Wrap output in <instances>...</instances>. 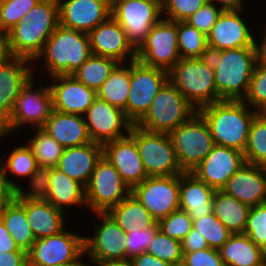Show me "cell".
Wrapping results in <instances>:
<instances>
[{"label": "cell", "instance_id": "6da1fadb", "mask_svg": "<svg viewBox=\"0 0 266 266\" xmlns=\"http://www.w3.org/2000/svg\"><path fill=\"white\" fill-rule=\"evenodd\" d=\"M214 143L244 152L251 123L259 113L243 100H220L198 110Z\"/></svg>", "mask_w": 266, "mask_h": 266}, {"label": "cell", "instance_id": "7a4b0ae2", "mask_svg": "<svg viewBox=\"0 0 266 266\" xmlns=\"http://www.w3.org/2000/svg\"><path fill=\"white\" fill-rule=\"evenodd\" d=\"M58 25V0H40L7 32L12 55L33 62Z\"/></svg>", "mask_w": 266, "mask_h": 266}, {"label": "cell", "instance_id": "3957f363", "mask_svg": "<svg viewBox=\"0 0 266 266\" xmlns=\"http://www.w3.org/2000/svg\"><path fill=\"white\" fill-rule=\"evenodd\" d=\"M88 33L57 26L56 30L45 42L42 52L33 61L34 76L37 67L43 65L49 77L56 75H72L91 56ZM40 60V61H39ZM42 60V62H41ZM38 61V63H36ZM41 62L42 64H39ZM35 64V66H34Z\"/></svg>", "mask_w": 266, "mask_h": 266}, {"label": "cell", "instance_id": "277c9868", "mask_svg": "<svg viewBox=\"0 0 266 266\" xmlns=\"http://www.w3.org/2000/svg\"><path fill=\"white\" fill-rule=\"evenodd\" d=\"M258 60V47L222 50L215 72V86L221 100H243Z\"/></svg>", "mask_w": 266, "mask_h": 266}, {"label": "cell", "instance_id": "5b68a950", "mask_svg": "<svg viewBox=\"0 0 266 266\" xmlns=\"http://www.w3.org/2000/svg\"><path fill=\"white\" fill-rule=\"evenodd\" d=\"M33 76L21 89L10 117L0 126V141L17 130L42 128L53 111L52 94L49 85H36ZM16 130V131H15Z\"/></svg>", "mask_w": 266, "mask_h": 266}, {"label": "cell", "instance_id": "8992f818", "mask_svg": "<svg viewBox=\"0 0 266 266\" xmlns=\"http://www.w3.org/2000/svg\"><path fill=\"white\" fill-rule=\"evenodd\" d=\"M168 75L169 81L197 110L221 100L214 70L199 58H181Z\"/></svg>", "mask_w": 266, "mask_h": 266}, {"label": "cell", "instance_id": "52a82bcc", "mask_svg": "<svg viewBox=\"0 0 266 266\" xmlns=\"http://www.w3.org/2000/svg\"><path fill=\"white\" fill-rule=\"evenodd\" d=\"M198 110L168 81L154 97L146 114L135 124L150 131L169 134Z\"/></svg>", "mask_w": 266, "mask_h": 266}, {"label": "cell", "instance_id": "ba28073f", "mask_svg": "<svg viewBox=\"0 0 266 266\" xmlns=\"http://www.w3.org/2000/svg\"><path fill=\"white\" fill-rule=\"evenodd\" d=\"M179 166L191 172L215 145L209 126L197 112L169 133Z\"/></svg>", "mask_w": 266, "mask_h": 266}, {"label": "cell", "instance_id": "9c48e42d", "mask_svg": "<svg viewBox=\"0 0 266 266\" xmlns=\"http://www.w3.org/2000/svg\"><path fill=\"white\" fill-rule=\"evenodd\" d=\"M129 135L136 141L148 177L181 175L169 134L150 132L133 124Z\"/></svg>", "mask_w": 266, "mask_h": 266}, {"label": "cell", "instance_id": "30bf717a", "mask_svg": "<svg viewBox=\"0 0 266 266\" xmlns=\"http://www.w3.org/2000/svg\"><path fill=\"white\" fill-rule=\"evenodd\" d=\"M73 231L66 227L57 234L35 240L27 252L28 266L87 263L84 236Z\"/></svg>", "mask_w": 266, "mask_h": 266}, {"label": "cell", "instance_id": "8fae6325", "mask_svg": "<svg viewBox=\"0 0 266 266\" xmlns=\"http://www.w3.org/2000/svg\"><path fill=\"white\" fill-rule=\"evenodd\" d=\"M91 214L95 215L99 222L95 221L92 225L95 226L94 233L84 236L85 255L90 260L88 266H96L104 261L125 260L126 232L108 212Z\"/></svg>", "mask_w": 266, "mask_h": 266}, {"label": "cell", "instance_id": "7c38bea8", "mask_svg": "<svg viewBox=\"0 0 266 266\" xmlns=\"http://www.w3.org/2000/svg\"><path fill=\"white\" fill-rule=\"evenodd\" d=\"M168 81V71L147 66L137 59L130 62V88L125 115L133 124L146 114L154 97Z\"/></svg>", "mask_w": 266, "mask_h": 266}, {"label": "cell", "instance_id": "4fadbf2b", "mask_svg": "<svg viewBox=\"0 0 266 266\" xmlns=\"http://www.w3.org/2000/svg\"><path fill=\"white\" fill-rule=\"evenodd\" d=\"M111 16L121 25L128 41L138 50L153 25L162 18L161 0H124L111 7Z\"/></svg>", "mask_w": 266, "mask_h": 266}, {"label": "cell", "instance_id": "5bb4252c", "mask_svg": "<svg viewBox=\"0 0 266 266\" xmlns=\"http://www.w3.org/2000/svg\"><path fill=\"white\" fill-rule=\"evenodd\" d=\"M131 191L116 168L102 156L86 186V208L92 213L108 212Z\"/></svg>", "mask_w": 266, "mask_h": 266}, {"label": "cell", "instance_id": "9a60e30c", "mask_svg": "<svg viewBox=\"0 0 266 266\" xmlns=\"http://www.w3.org/2000/svg\"><path fill=\"white\" fill-rule=\"evenodd\" d=\"M136 59L147 66L169 72L181 59L177 22L162 18L153 25L146 41L137 50Z\"/></svg>", "mask_w": 266, "mask_h": 266}, {"label": "cell", "instance_id": "2e32d148", "mask_svg": "<svg viewBox=\"0 0 266 266\" xmlns=\"http://www.w3.org/2000/svg\"><path fill=\"white\" fill-rule=\"evenodd\" d=\"M131 193L159 222L180 209V175L147 177Z\"/></svg>", "mask_w": 266, "mask_h": 266}, {"label": "cell", "instance_id": "e0dca14e", "mask_svg": "<svg viewBox=\"0 0 266 266\" xmlns=\"http://www.w3.org/2000/svg\"><path fill=\"white\" fill-rule=\"evenodd\" d=\"M84 119L91 141L101 145L128 136L133 125L123 110L98 96L84 114Z\"/></svg>", "mask_w": 266, "mask_h": 266}, {"label": "cell", "instance_id": "ac0fdd59", "mask_svg": "<svg viewBox=\"0 0 266 266\" xmlns=\"http://www.w3.org/2000/svg\"><path fill=\"white\" fill-rule=\"evenodd\" d=\"M244 11L245 8L224 10L207 35L208 45L219 50L257 47L258 36L248 25L250 20L245 21Z\"/></svg>", "mask_w": 266, "mask_h": 266}, {"label": "cell", "instance_id": "d6986e66", "mask_svg": "<svg viewBox=\"0 0 266 266\" xmlns=\"http://www.w3.org/2000/svg\"><path fill=\"white\" fill-rule=\"evenodd\" d=\"M36 192L64 213L68 207L71 209L75 205V208L81 205L86 207V187L56 167L42 171V179Z\"/></svg>", "mask_w": 266, "mask_h": 266}, {"label": "cell", "instance_id": "ffe728a7", "mask_svg": "<svg viewBox=\"0 0 266 266\" xmlns=\"http://www.w3.org/2000/svg\"><path fill=\"white\" fill-rule=\"evenodd\" d=\"M16 200L25 208L35 240L59 233L66 227L67 214L43 199L36 191H22Z\"/></svg>", "mask_w": 266, "mask_h": 266}, {"label": "cell", "instance_id": "44dd1931", "mask_svg": "<svg viewBox=\"0 0 266 266\" xmlns=\"http://www.w3.org/2000/svg\"><path fill=\"white\" fill-rule=\"evenodd\" d=\"M88 36L93 55L110 57L118 63H128L137 58V50L112 16L91 30Z\"/></svg>", "mask_w": 266, "mask_h": 266}, {"label": "cell", "instance_id": "7402d4cb", "mask_svg": "<svg viewBox=\"0 0 266 266\" xmlns=\"http://www.w3.org/2000/svg\"><path fill=\"white\" fill-rule=\"evenodd\" d=\"M244 163L243 152L215 144L203 161L191 172L213 189L222 190Z\"/></svg>", "mask_w": 266, "mask_h": 266}, {"label": "cell", "instance_id": "603a6c76", "mask_svg": "<svg viewBox=\"0 0 266 266\" xmlns=\"http://www.w3.org/2000/svg\"><path fill=\"white\" fill-rule=\"evenodd\" d=\"M59 24L89 33L111 16L108 0H58Z\"/></svg>", "mask_w": 266, "mask_h": 266}, {"label": "cell", "instance_id": "cb8c5ba5", "mask_svg": "<svg viewBox=\"0 0 266 266\" xmlns=\"http://www.w3.org/2000/svg\"><path fill=\"white\" fill-rule=\"evenodd\" d=\"M49 84L53 110L84 116L97 97V92L77 80L73 75L50 77Z\"/></svg>", "mask_w": 266, "mask_h": 266}, {"label": "cell", "instance_id": "d4e9b609", "mask_svg": "<svg viewBox=\"0 0 266 266\" xmlns=\"http://www.w3.org/2000/svg\"><path fill=\"white\" fill-rule=\"evenodd\" d=\"M102 148L103 156L116 168L131 190L148 177L136 141L130 135L106 142Z\"/></svg>", "mask_w": 266, "mask_h": 266}, {"label": "cell", "instance_id": "484cf974", "mask_svg": "<svg viewBox=\"0 0 266 266\" xmlns=\"http://www.w3.org/2000/svg\"><path fill=\"white\" fill-rule=\"evenodd\" d=\"M33 62L14 56L0 66V126L10 117L21 89L34 76Z\"/></svg>", "mask_w": 266, "mask_h": 266}, {"label": "cell", "instance_id": "4316f807", "mask_svg": "<svg viewBox=\"0 0 266 266\" xmlns=\"http://www.w3.org/2000/svg\"><path fill=\"white\" fill-rule=\"evenodd\" d=\"M7 154L9 155H7L4 160L0 159V175L19 192L26 190L29 192L36 191L42 179V170L38 167L31 148L27 143L22 145L19 144V146H15V148ZM9 175H11L12 178ZM22 178L28 179L25 185L26 188H23V184L22 186L20 185V180H23ZM16 180H19V182ZM27 186L29 188H27Z\"/></svg>", "mask_w": 266, "mask_h": 266}, {"label": "cell", "instance_id": "83f0119b", "mask_svg": "<svg viewBox=\"0 0 266 266\" xmlns=\"http://www.w3.org/2000/svg\"><path fill=\"white\" fill-rule=\"evenodd\" d=\"M222 190L250 207L266 203V167L245 162Z\"/></svg>", "mask_w": 266, "mask_h": 266}, {"label": "cell", "instance_id": "f1b7e54d", "mask_svg": "<svg viewBox=\"0 0 266 266\" xmlns=\"http://www.w3.org/2000/svg\"><path fill=\"white\" fill-rule=\"evenodd\" d=\"M102 156V145L96 142L67 147L64 148L56 168L86 187Z\"/></svg>", "mask_w": 266, "mask_h": 266}, {"label": "cell", "instance_id": "f546056e", "mask_svg": "<svg viewBox=\"0 0 266 266\" xmlns=\"http://www.w3.org/2000/svg\"><path fill=\"white\" fill-rule=\"evenodd\" d=\"M214 193L215 189L192 172H183L180 175L179 208L188 212L193 220L213 213Z\"/></svg>", "mask_w": 266, "mask_h": 266}, {"label": "cell", "instance_id": "4dcf8cb0", "mask_svg": "<svg viewBox=\"0 0 266 266\" xmlns=\"http://www.w3.org/2000/svg\"><path fill=\"white\" fill-rule=\"evenodd\" d=\"M42 129L64 148L92 142L84 116L81 115L53 110Z\"/></svg>", "mask_w": 266, "mask_h": 266}, {"label": "cell", "instance_id": "1f68e13d", "mask_svg": "<svg viewBox=\"0 0 266 266\" xmlns=\"http://www.w3.org/2000/svg\"><path fill=\"white\" fill-rule=\"evenodd\" d=\"M218 250L225 266H253L266 257V252L243 233L232 234Z\"/></svg>", "mask_w": 266, "mask_h": 266}, {"label": "cell", "instance_id": "d6a6232c", "mask_svg": "<svg viewBox=\"0 0 266 266\" xmlns=\"http://www.w3.org/2000/svg\"><path fill=\"white\" fill-rule=\"evenodd\" d=\"M212 201L213 213L222 224L233 234L243 233L251 207L223 190H215Z\"/></svg>", "mask_w": 266, "mask_h": 266}, {"label": "cell", "instance_id": "836d02e7", "mask_svg": "<svg viewBox=\"0 0 266 266\" xmlns=\"http://www.w3.org/2000/svg\"><path fill=\"white\" fill-rule=\"evenodd\" d=\"M108 213L125 232L152 227L156 220L131 193Z\"/></svg>", "mask_w": 266, "mask_h": 266}, {"label": "cell", "instance_id": "e575fe53", "mask_svg": "<svg viewBox=\"0 0 266 266\" xmlns=\"http://www.w3.org/2000/svg\"><path fill=\"white\" fill-rule=\"evenodd\" d=\"M129 88L130 62L119 63L97 91V96L125 112Z\"/></svg>", "mask_w": 266, "mask_h": 266}, {"label": "cell", "instance_id": "d590c367", "mask_svg": "<svg viewBox=\"0 0 266 266\" xmlns=\"http://www.w3.org/2000/svg\"><path fill=\"white\" fill-rule=\"evenodd\" d=\"M119 63L110 57L91 56L72 75L96 92Z\"/></svg>", "mask_w": 266, "mask_h": 266}, {"label": "cell", "instance_id": "8d00e7d4", "mask_svg": "<svg viewBox=\"0 0 266 266\" xmlns=\"http://www.w3.org/2000/svg\"><path fill=\"white\" fill-rule=\"evenodd\" d=\"M28 138L30 139H27V145L31 148L37 165L42 171L58 165L64 147L42 128H35Z\"/></svg>", "mask_w": 266, "mask_h": 266}, {"label": "cell", "instance_id": "74e56055", "mask_svg": "<svg viewBox=\"0 0 266 266\" xmlns=\"http://www.w3.org/2000/svg\"><path fill=\"white\" fill-rule=\"evenodd\" d=\"M1 220L19 249L28 252L35 242V237L28 223L25 208L16 200Z\"/></svg>", "mask_w": 266, "mask_h": 266}, {"label": "cell", "instance_id": "f35d334b", "mask_svg": "<svg viewBox=\"0 0 266 266\" xmlns=\"http://www.w3.org/2000/svg\"><path fill=\"white\" fill-rule=\"evenodd\" d=\"M243 153L246 163L266 167V112L254 117Z\"/></svg>", "mask_w": 266, "mask_h": 266}, {"label": "cell", "instance_id": "ab89813d", "mask_svg": "<svg viewBox=\"0 0 266 266\" xmlns=\"http://www.w3.org/2000/svg\"><path fill=\"white\" fill-rule=\"evenodd\" d=\"M180 58H199L208 45L207 35L185 21H177Z\"/></svg>", "mask_w": 266, "mask_h": 266}, {"label": "cell", "instance_id": "60d3db41", "mask_svg": "<svg viewBox=\"0 0 266 266\" xmlns=\"http://www.w3.org/2000/svg\"><path fill=\"white\" fill-rule=\"evenodd\" d=\"M193 228L206 240L209 248L219 249L233 234L214 213L193 220Z\"/></svg>", "mask_w": 266, "mask_h": 266}, {"label": "cell", "instance_id": "b9f144b4", "mask_svg": "<svg viewBox=\"0 0 266 266\" xmlns=\"http://www.w3.org/2000/svg\"><path fill=\"white\" fill-rule=\"evenodd\" d=\"M170 265L183 262L181 241L170 238L159 230L146 251Z\"/></svg>", "mask_w": 266, "mask_h": 266}, {"label": "cell", "instance_id": "7bdbcfd3", "mask_svg": "<svg viewBox=\"0 0 266 266\" xmlns=\"http://www.w3.org/2000/svg\"><path fill=\"white\" fill-rule=\"evenodd\" d=\"M243 101L258 112H266V63L256 62L248 93Z\"/></svg>", "mask_w": 266, "mask_h": 266}, {"label": "cell", "instance_id": "ee69618b", "mask_svg": "<svg viewBox=\"0 0 266 266\" xmlns=\"http://www.w3.org/2000/svg\"><path fill=\"white\" fill-rule=\"evenodd\" d=\"M40 0H5L0 5V32L7 33L17 23L24 20L25 14Z\"/></svg>", "mask_w": 266, "mask_h": 266}, {"label": "cell", "instance_id": "f6af8a7d", "mask_svg": "<svg viewBox=\"0 0 266 266\" xmlns=\"http://www.w3.org/2000/svg\"><path fill=\"white\" fill-rule=\"evenodd\" d=\"M243 234L266 252V203L250 208Z\"/></svg>", "mask_w": 266, "mask_h": 266}, {"label": "cell", "instance_id": "bcb514c9", "mask_svg": "<svg viewBox=\"0 0 266 266\" xmlns=\"http://www.w3.org/2000/svg\"><path fill=\"white\" fill-rule=\"evenodd\" d=\"M158 224L165 235L181 241L193 228V219L188 212L179 209L161 219Z\"/></svg>", "mask_w": 266, "mask_h": 266}, {"label": "cell", "instance_id": "7dc6e473", "mask_svg": "<svg viewBox=\"0 0 266 266\" xmlns=\"http://www.w3.org/2000/svg\"><path fill=\"white\" fill-rule=\"evenodd\" d=\"M207 0H161L162 16L171 21H186Z\"/></svg>", "mask_w": 266, "mask_h": 266}, {"label": "cell", "instance_id": "c3c4849f", "mask_svg": "<svg viewBox=\"0 0 266 266\" xmlns=\"http://www.w3.org/2000/svg\"><path fill=\"white\" fill-rule=\"evenodd\" d=\"M160 230L158 222L147 229L126 232V259H132L147 251L155 234Z\"/></svg>", "mask_w": 266, "mask_h": 266}, {"label": "cell", "instance_id": "681fc988", "mask_svg": "<svg viewBox=\"0 0 266 266\" xmlns=\"http://www.w3.org/2000/svg\"><path fill=\"white\" fill-rule=\"evenodd\" d=\"M224 10L213 3L206 2L199 10L191 15L185 22L198 31L208 35L219 16Z\"/></svg>", "mask_w": 266, "mask_h": 266}, {"label": "cell", "instance_id": "f907efd6", "mask_svg": "<svg viewBox=\"0 0 266 266\" xmlns=\"http://www.w3.org/2000/svg\"><path fill=\"white\" fill-rule=\"evenodd\" d=\"M186 266H225L219 250L208 248L190 253H183Z\"/></svg>", "mask_w": 266, "mask_h": 266}, {"label": "cell", "instance_id": "816d5d0a", "mask_svg": "<svg viewBox=\"0 0 266 266\" xmlns=\"http://www.w3.org/2000/svg\"><path fill=\"white\" fill-rule=\"evenodd\" d=\"M19 191L0 175V219L6 210L16 201Z\"/></svg>", "mask_w": 266, "mask_h": 266}, {"label": "cell", "instance_id": "f5cc1de1", "mask_svg": "<svg viewBox=\"0 0 266 266\" xmlns=\"http://www.w3.org/2000/svg\"><path fill=\"white\" fill-rule=\"evenodd\" d=\"M183 253L195 252L208 249L209 246L205 238L194 228L181 240Z\"/></svg>", "mask_w": 266, "mask_h": 266}, {"label": "cell", "instance_id": "db71d44e", "mask_svg": "<svg viewBox=\"0 0 266 266\" xmlns=\"http://www.w3.org/2000/svg\"><path fill=\"white\" fill-rule=\"evenodd\" d=\"M0 266H28L27 252H0Z\"/></svg>", "mask_w": 266, "mask_h": 266}, {"label": "cell", "instance_id": "11a10c76", "mask_svg": "<svg viewBox=\"0 0 266 266\" xmlns=\"http://www.w3.org/2000/svg\"><path fill=\"white\" fill-rule=\"evenodd\" d=\"M222 58V50L207 45L199 59L205 63L211 70H216Z\"/></svg>", "mask_w": 266, "mask_h": 266}, {"label": "cell", "instance_id": "9f6ffc18", "mask_svg": "<svg viewBox=\"0 0 266 266\" xmlns=\"http://www.w3.org/2000/svg\"><path fill=\"white\" fill-rule=\"evenodd\" d=\"M25 251L19 249L10 233L5 227L4 222L0 219V252Z\"/></svg>", "mask_w": 266, "mask_h": 266}, {"label": "cell", "instance_id": "6f0895ef", "mask_svg": "<svg viewBox=\"0 0 266 266\" xmlns=\"http://www.w3.org/2000/svg\"><path fill=\"white\" fill-rule=\"evenodd\" d=\"M131 261L133 266H170L168 262L162 261L147 252L132 258Z\"/></svg>", "mask_w": 266, "mask_h": 266}, {"label": "cell", "instance_id": "680465c9", "mask_svg": "<svg viewBox=\"0 0 266 266\" xmlns=\"http://www.w3.org/2000/svg\"><path fill=\"white\" fill-rule=\"evenodd\" d=\"M13 57L7 33L0 32V66L7 63Z\"/></svg>", "mask_w": 266, "mask_h": 266}, {"label": "cell", "instance_id": "91938a15", "mask_svg": "<svg viewBox=\"0 0 266 266\" xmlns=\"http://www.w3.org/2000/svg\"><path fill=\"white\" fill-rule=\"evenodd\" d=\"M245 0H207V2L213 3L215 6L222 8L223 10H239L246 8ZM245 6V7H244Z\"/></svg>", "mask_w": 266, "mask_h": 266}, {"label": "cell", "instance_id": "94428289", "mask_svg": "<svg viewBox=\"0 0 266 266\" xmlns=\"http://www.w3.org/2000/svg\"><path fill=\"white\" fill-rule=\"evenodd\" d=\"M266 27V24L265 26ZM265 33L257 39L259 42H257V47H258V58L263 62L266 63V28H265ZM262 38V39H260Z\"/></svg>", "mask_w": 266, "mask_h": 266}, {"label": "cell", "instance_id": "6125c7cd", "mask_svg": "<svg viewBox=\"0 0 266 266\" xmlns=\"http://www.w3.org/2000/svg\"><path fill=\"white\" fill-rule=\"evenodd\" d=\"M96 266H133L131 259L115 260V261H104L98 263Z\"/></svg>", "mask_w": 266, "mask_h": 266}, {"label": "cell", "instance_id": "be15d7a7", "mask_svg": "<svg viewBox=\"0 0 266 266\" xmlns=\"http://www.w3.org/2000/svg\"><path fill=\"white\" fill-rule=\"evenodd\" d=\"M56 266H88V264L87 263H69V264L56 265Z\"/></svg>", "mask_w": 266, "mask_h": 266}, {"label": "cell", "instance_id": "e7e4bbea", "mask_svg": "<svg viewBox=\"0 0 266 266\" xmlns=\"http://www.w3.org/2000/svg\"><path fill=\"white\" fill-rule=\"evenodd\" d=\"M253 266H266V257L258 264H255Z\"/></svg>", "mask_w": 266, "mask_h": 266}, {"label": "cell", "instance_id": "03108f58", "mask_svg": "<svg viewBox=\"0 0 266 266\" xmlns=\"http://www.w3.org/2000/svg\"><path fill=\"white\" fill-rule=\"evenodd\" d=\"M108 1H109V4H110V7H112L115 3L121 2V1H124V0H108Z\"/></svg>", "mask_w": 266, "mask_h": 266}, {"label": "cell", "instance_id": "003e7915", "mask_svg": "<svg viewBox=\"0 0 266 266\" xmlns=\"http://www.w3.org/2000/svg\"><path fill=\"white\" fill-rule=\"evenodd\" d=\"M170 266H186L184 262L176 263Z\"/></svg>", "mask_w": 266, "mask_h": 266}]
</instances>
